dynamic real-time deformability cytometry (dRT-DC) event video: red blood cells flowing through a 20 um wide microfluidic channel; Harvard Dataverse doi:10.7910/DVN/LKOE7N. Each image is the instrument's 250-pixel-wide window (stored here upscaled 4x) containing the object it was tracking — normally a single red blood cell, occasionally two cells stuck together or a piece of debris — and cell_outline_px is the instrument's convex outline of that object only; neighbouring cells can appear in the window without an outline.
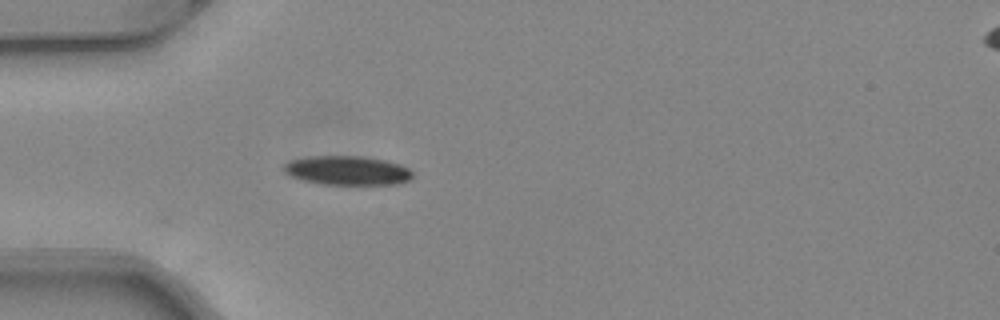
{"species": "common noctule bat (a hibernating species)", "species_latin": "Nyctalus noctula", "temperature_condition": "warm", "stored_images_in_passage": 36, "camera_frame_rate_fps": 3000, "um_per_image_px": 0.085, "animal": {"sex": "female", "body_mass_g": 24.6, "forearm_length_mm": 56.2}, "frame": {"image": 1, "passage_image": 1, "time_ms": 0.0, "image_size_px": [1000, 320], "cell_outline_px": [[412, 176], [408, 180], [396, 184], [324, 184], [300, 180], [288, 176], [284, 172], [284, 164], [288, 160], [308, 156], [364, 156], [384, 160], [400, 164], [408, 168], [412, 172]], "centroid_in_image_um": [29.46, 14.48], "position_along_channel_um": 55.5, "area_um2": 21.96}}
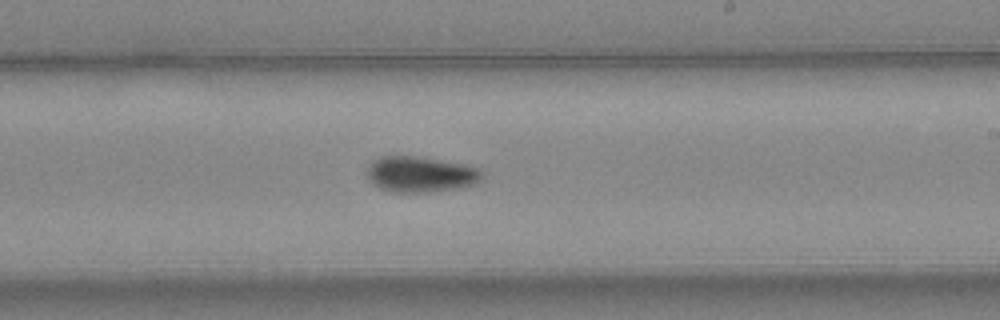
{"frame": {"image": 2, "passage_image": 16, "time_ms": 5.0, "image_size_px": [1000, 320], "cell_outline_px": [[484, 176], [476, 184], [456, 188], [428, 192], [392, 192], [380, 188], [372, 184], [368, 180], [364, 172], [368, 164], [372, 160], [380, 156], [416, 156], [460, 164], [480, 168], [484, 172]], "centroid_in_image_um": [35.68, 14.81], "position_along_channel_um": 253.3, "area_um2": 24.22}}
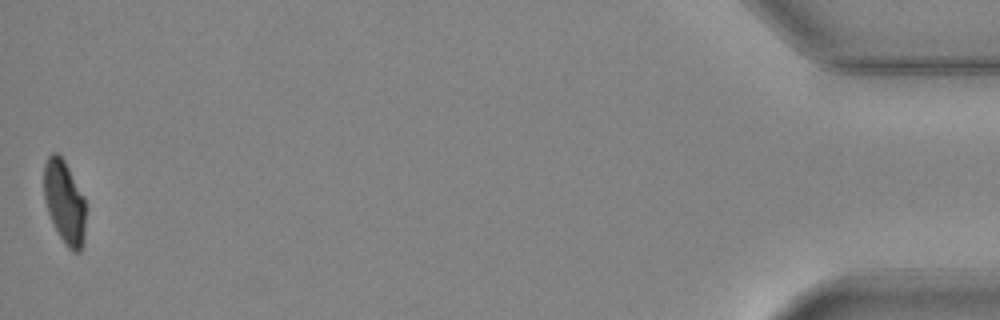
{"frame": {"image": 3, "passage_image": 36, "time_ms": 11.667, "image_size_px": [1000, 320], "cell_outline_px": [[84, 244], [80, 252], [72, 252], [64, 244], [48, 212], [44, 200], [44, 164], [48, 156], [52, 152], [56, 152], [64, 160], [84, 196]], "centroid_in_image_um": [5.47, 17.18], "position_along_channel_um": 429.7, "area_um2": 20.17}, "authors_computed_cell_mechanics": {"area_um2": 22.8888, "velocity_mm_per_s": 4.1014, "shape_relaxation_time_tau1_ms": 4.1022, "shape_relaxation_time_tau2_ms": null, "deformation_change_tau1": 0.1452, "deformation_change_tau2": null}}